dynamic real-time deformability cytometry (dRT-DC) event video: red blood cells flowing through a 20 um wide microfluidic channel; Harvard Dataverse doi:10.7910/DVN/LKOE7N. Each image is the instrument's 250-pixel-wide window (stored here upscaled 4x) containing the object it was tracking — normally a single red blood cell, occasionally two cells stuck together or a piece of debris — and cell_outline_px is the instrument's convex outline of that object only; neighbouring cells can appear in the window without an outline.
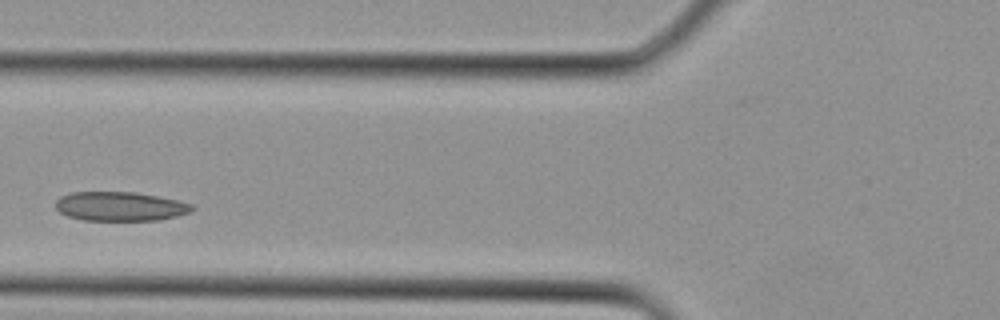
{"species": "Egyptian fruit bat (a non-hibernating species)", "species_latin": "Rousettus aegyptiacus", "temperature_condition": "cold", "stored_images_in_passage": 7, "camera_frame_rate_fps": 3000, "um_per_image_px": 0.085, "animal": {"sex": "female"}, "frame": {"image": 1, "passage_image": 2, "time_ms": 0.333, "image_size_px": [1000, 320], "cell_outline_px": [[196, 208], [192, 212], [176, 216], [156, 220], [84, 220], [68, 216], [60, 212], [56, 208], [56, 200], [60, 196], [72, 192], [136, 192], [176, 200], [192, 204]], "centroid_in_image_um": [10.22, 17.54], "position_along_channel_um": 115.6, "area_um2": 23.12}}
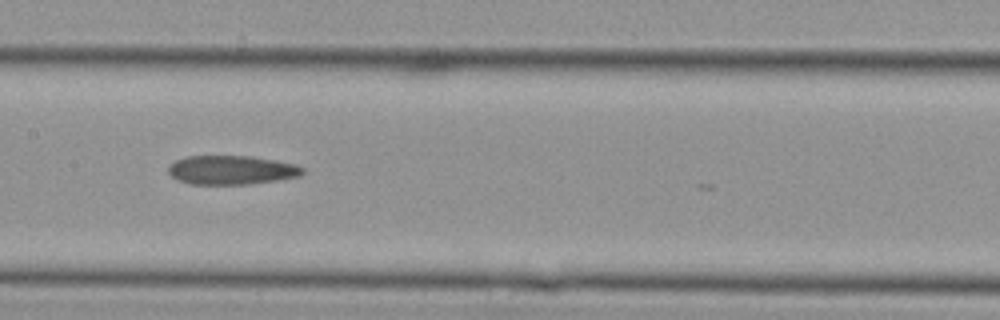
{"frame": {"image": 2, "passage_image": 6, "time_ms": 1.667, "image_size_px": [1000, 320], "cell_outline_px": [[304, 172], [300, 176], [276, 180], [248, 184], [192, 184], [180, 180], [172, 176], [168, 172], [168, 164], [176, 160], [188, 156], [252, 156], [276, 160], [296, 164], [304, 168]], "centroid_in_image_um": [19.69, 14.44], "position_along_channel_um": 187.7, "area_um2": 22.66}}